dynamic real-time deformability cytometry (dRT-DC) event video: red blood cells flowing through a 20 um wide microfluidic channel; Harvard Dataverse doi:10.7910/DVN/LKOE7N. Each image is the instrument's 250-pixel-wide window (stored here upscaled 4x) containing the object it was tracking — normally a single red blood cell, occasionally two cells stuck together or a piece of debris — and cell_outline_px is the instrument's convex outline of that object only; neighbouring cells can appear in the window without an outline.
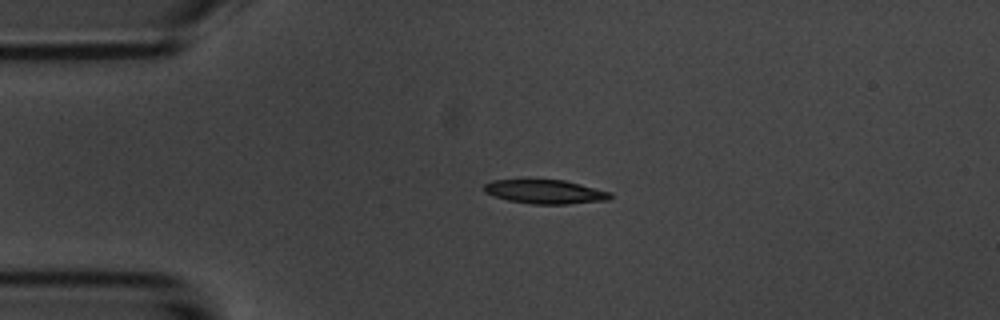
{"species": "common noctule bat (a hibernating species)", "species_latin": "Nyctalus noctula", "temperature_condition": "room temperature", "stored_images_in_passage": 3, "camera_frame_rate_fps": 3000, "um_per_image_px": 0.085, "animal": {"sex": "male", "body_mass_g": 20.1, "forearm_length_mm": 53.5}, "frame": {"image": 1, "passage_image": 2, "time_ms": 1.333, "image_size_px": [1000, 320], "cell_outline_px": [[612, 196], [608, 200], [568, 204], [532, 204], [508, 200], [484, 192], [484, 184], [492, 180], [564, 180], [612, 192]], "centroid_in_image_um": [46.36, 16.3], "position_along_channel_um": 38.6, "area_um2": 17.51}}